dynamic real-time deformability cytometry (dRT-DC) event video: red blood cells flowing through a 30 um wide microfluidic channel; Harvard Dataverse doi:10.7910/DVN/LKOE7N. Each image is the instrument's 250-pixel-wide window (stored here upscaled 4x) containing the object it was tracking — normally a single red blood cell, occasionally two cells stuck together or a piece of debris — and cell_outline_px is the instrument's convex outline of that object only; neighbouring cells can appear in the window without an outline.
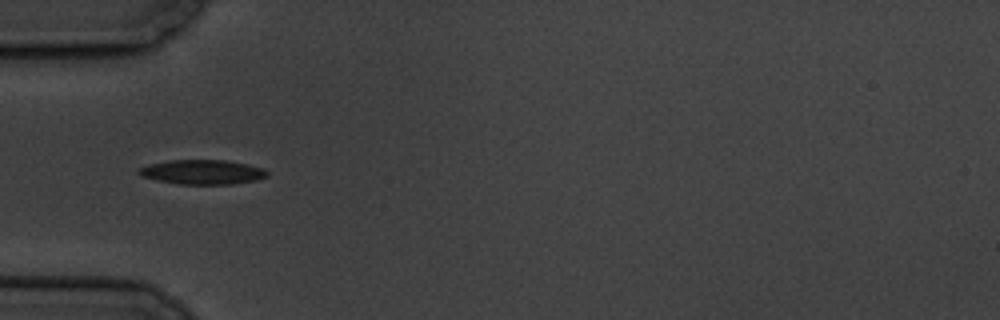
{"species": "common noctule bat (a hibernating species)", "species_latin": "Nyctalus noctula", "temperature_condition": "cold", "stored_images_in_passage": 5, "camera_frame_rate_fps": 3000, "um_per_image_px": 0.085, "animal": {"sex": "male", "body_mass_g": 19.5, "forearm_length_mm": 54.6}, "frame": {"image": 1, "passage_image": 5, "time_ms": 4.667, "image_size_px": [1000, 320], "cell_outline_px": [[268, 176], [256, 180], [232, 184], [176, 184], [156, 180], [140, 176], [136, 172], [140, 168], [148, 164], [168, 160], [224, 160], [248, 164], [264, 168], [268, 172]], "centroid_in_image_um": [17.18, 14.62], "position_along_channel_um": 67.8, "area_um2": 18.5}}